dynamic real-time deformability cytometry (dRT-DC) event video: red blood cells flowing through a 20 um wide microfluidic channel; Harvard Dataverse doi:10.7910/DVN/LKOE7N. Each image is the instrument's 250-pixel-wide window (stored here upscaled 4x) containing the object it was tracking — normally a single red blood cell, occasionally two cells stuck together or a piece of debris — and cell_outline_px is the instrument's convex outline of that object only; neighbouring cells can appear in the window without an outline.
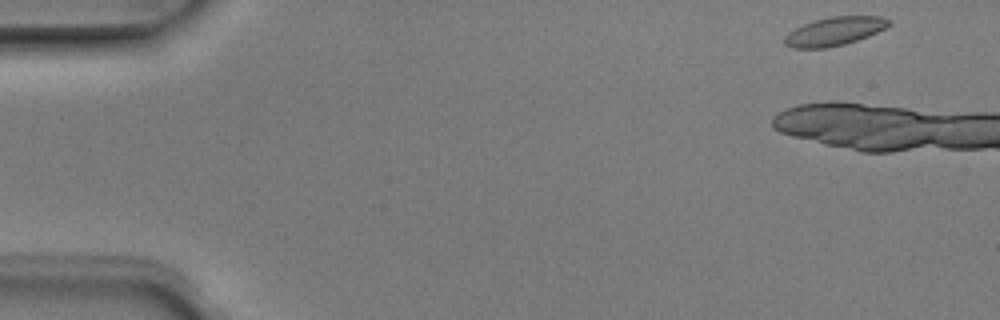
{"species": "Egyptian fruit bat (a non-hibernating species)", "species_latin": "Rousettus aegyptiacus", "temperature_condition": "room temperature", "stored_images_in_passage": 5, "camera_frame_rate_fps": 3000, "um_per_image_px": 0.085, "animal": {"sex": "male"}, "frame": {"image": 1, "passage_image": 1, "time_ms": 0.0, "image_size_px": [1000, 320], "cell_outline_px": [[892, 24], [868, 36], [844, 44], [828, 48], [792, 48], [784, 44], [784, 36], [788, 32], [804, 24], [816, 20], [832, 16], [880, 16], [892, 20]], "centroid_in_image_um": [70.93, 2.66], "position_along_channel_um": 14.1, "area_um2": 17.28}}